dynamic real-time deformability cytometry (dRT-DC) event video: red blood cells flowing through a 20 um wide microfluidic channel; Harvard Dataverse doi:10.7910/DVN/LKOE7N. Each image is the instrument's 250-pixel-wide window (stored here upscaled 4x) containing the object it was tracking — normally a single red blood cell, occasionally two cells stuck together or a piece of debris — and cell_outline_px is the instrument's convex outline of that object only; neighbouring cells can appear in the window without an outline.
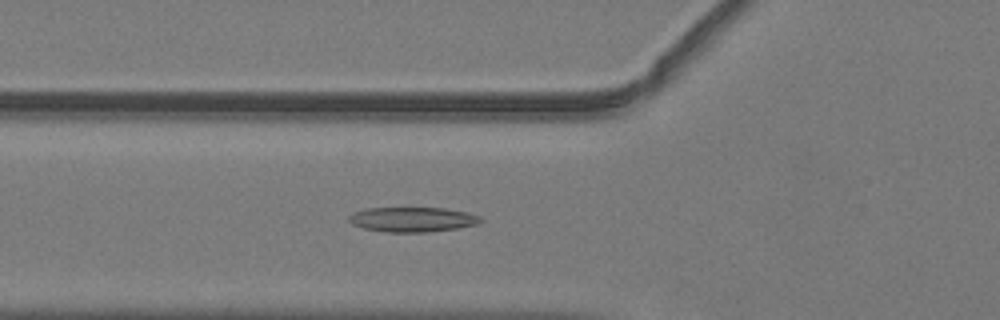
{"species": "common noctule bat (a hibernating species)", "species_latin": "Nyctalus noctula", "temperature_condition": "warm", "stored_images_in_passage": 42, "camera_frame_rate_fps": 3000, "um_per_image_px": 0.085, "animal": {"sex": "male", "body_mass_g": 19.2, "forearm_length_mm": 51.8}, "frame": {"image": 1, "passage_image": 9, "time_ms": 2.667, "image_size_px": [1000, 320], "cell_outline_px": [[484, 220], [476, 224], [456, 228], [428, 232], [388, 232], [364, 228], [352, 224], [348, 220], [348, 216], [356, 212], [368, 208], [444, 208], [468, 212], [480, 216]], "centroid_in_image_um": [35.08, 18.65], "position_along_channel_um": 90.7, "area_um2": 18.9}}
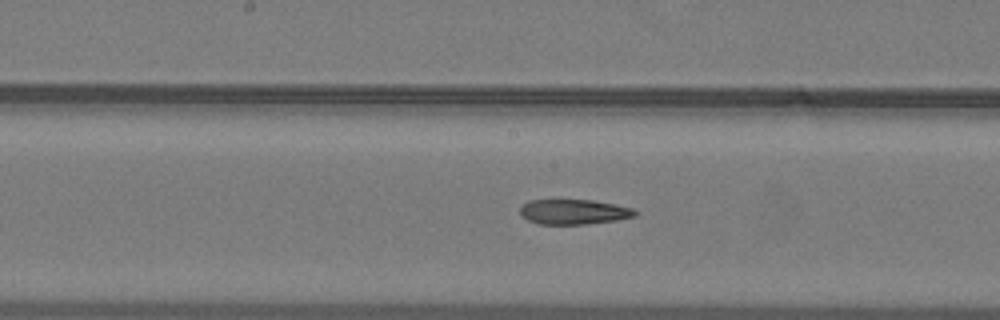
{"frame": {"image": 2, "passage_image": 17, "time_ms": 5.333, "image_size_px": [1000, 320], "cell_outline_px": [[636, 216], [616, 220], [584, 224], [540, 224], [528, 220], [520, 216], [520, 204], [528, 200], [592, 200], [632, 208], [636, 212]], "centroid_in_image_um": [48.7, 18.0], "position_along_channel_um": 199.5, "area_um2": 16.7}}
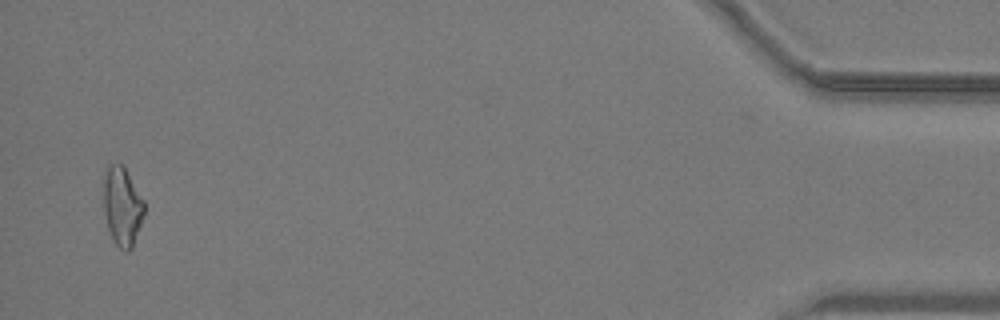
{"frame": {"image": 3, "passage_image": 40, "time_ms": 13.0, "image_size_px": [1000, 320], "cell_outline_px": [[144, 216], [132, 248], [128, 252], [124, 252], [116, 244], [108, 228], [104, 212], [104, 180], [108, 164], [120, 164], [124, 168], [144, 200]], "centroid_in_image_um": [10.4, 17.58], "position_along_channel_um": 424.8, "area_um2": 18.38}, "authors_computed_cell_mechanics": {"area_um2": 18.0914, "velocity_mm_per_s": 4.0547, "shape_relaxation_time_tau1_ms": null, "shape_relaxation_time_tau2_ms": 7.7613, "deformation_change_tau1": null, "deformation_change_tau2": 0.1813}}